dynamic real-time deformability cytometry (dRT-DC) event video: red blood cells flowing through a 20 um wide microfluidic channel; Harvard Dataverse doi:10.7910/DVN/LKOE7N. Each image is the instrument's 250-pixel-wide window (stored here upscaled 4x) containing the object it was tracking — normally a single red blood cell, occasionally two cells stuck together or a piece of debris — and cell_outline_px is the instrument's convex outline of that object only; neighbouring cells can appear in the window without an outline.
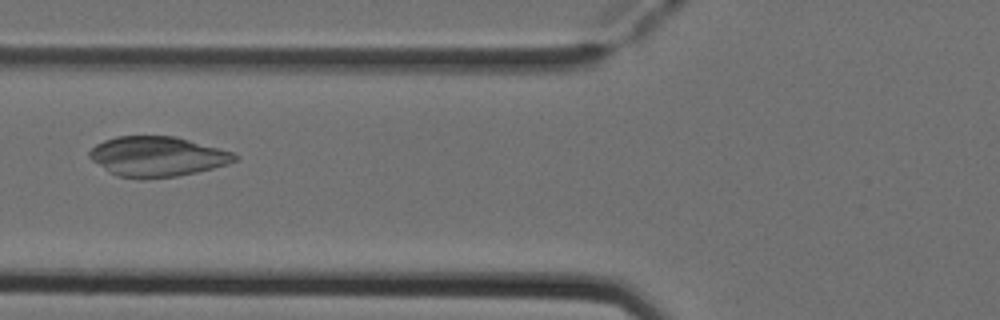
{"species": "Egyptian fruit bat (a non-hibernating species)", "species_latin": "Rousettus aegyptiacus", "temperature_condition": "cold", "stored_images_in_passage": 51, "camera_frame_rate_fps": 3000, "um_per_image_px": 0.085, "animal": {"sex": "female"}, "frame": {"image": 1, "passage_image": 20, "time_ms": 6.333, "image_size_px": [1000, 320], "cell_outline_px": [[240, 156], [236, 160], [228, 164], [196, 172], [176, 176], [144, 180], [140, 180], [116, 176], [108, 172], [92, 160], [88, 156], [88, 152], [96, 144], [104, 140], [116, 136], [172, 136], [188, 140], [232, 152]], "centroid_in_image_um": [13.32, 13.32], "position_along_channel_um": 112.5, "area_um2": 33.93}}
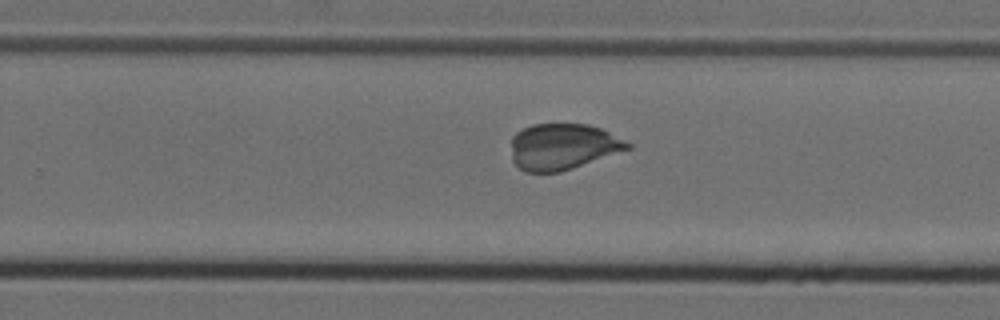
{"frame": {"image": 2, "passage_image": 33, "time_ms": 10.667, "image_size_px": [1000, 320], "cell_outline_px": [[632, 148], [560, 172], [524, 172], [512, 160], [512, 136], [516, 132], [532, 124], [588, 124], [600, 128], [632, 144]], "centroid_in_image_um": [47.82, 12.46], "position_along_channel_um": 282.0, "area_um2": 31.15}}
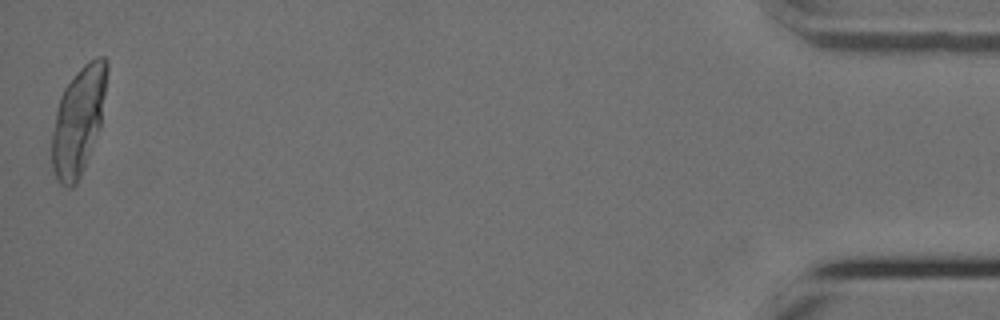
{"frame": {"image": 3, "passage_image": 51, "time_ms": 16.667, "image_size_px": [1000, 320], "cell_outline_px": [[108, 72], [100, 128], [84, 168], [76, 184], [72, 188], [64, 188], [56, 180], [52, 168], [52, 132], [56, 112], [60, 96], [64, 88], [76, 72], [88, 60], [96, 56], [104, 56], [108, 60]], "centroid_in_image_um": [6.67, 10.26], "position_along_channel_um": 428.5, "area_um2": 34.85}}